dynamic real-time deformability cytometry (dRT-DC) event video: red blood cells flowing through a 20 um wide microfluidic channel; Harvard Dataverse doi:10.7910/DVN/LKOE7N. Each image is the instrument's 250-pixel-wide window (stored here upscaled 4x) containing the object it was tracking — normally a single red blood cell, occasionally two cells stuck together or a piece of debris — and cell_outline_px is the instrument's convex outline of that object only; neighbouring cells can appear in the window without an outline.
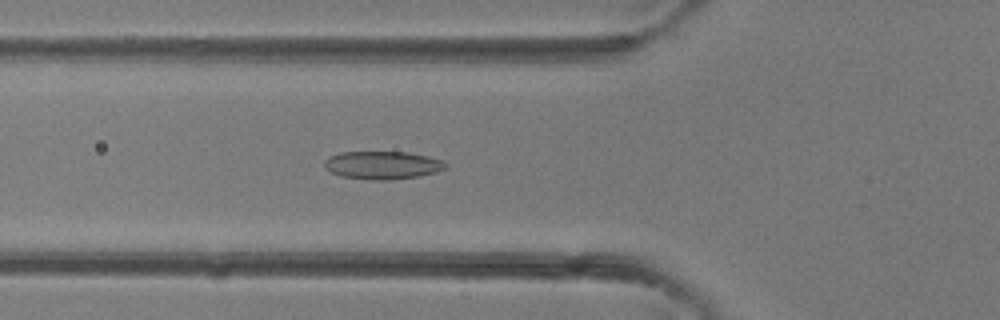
{"species": "common noctule bat (a hibernating species)", "species_latin": "Nyctalus noctula", "temperature_condition": "room temperature", "stored_images_in_passage": 41, "camera_frame_rate_fps": 3000, "um_per_image_px": 0.085, "animal": {"sex": "female"}, "frame": {"image": 1, "passage_image": 15, "time_ms": 4.667, "image_size_px": [1000, 320], "cell_outline_px": [[448, 168], [436, 172], [420, 176], [392, 180], [372, 180], [340, 176], [324, 168], [324, 160], [328, 156], [340, 152], [408, 152], [428, 156], [440, 160], [448, 164]], "centroid_in_image_um": [32.51, 14.04], "position_along_channel_um": 93.3, "area_um2": 20.0}}
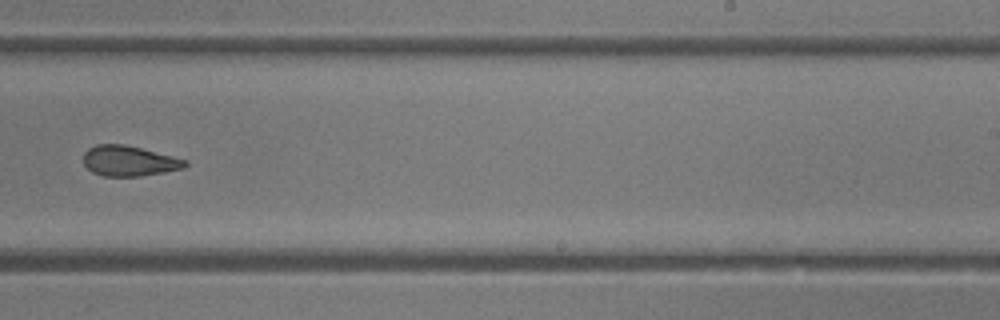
{"frame": {"image": 2, "passage_image": 26, "time_ms": 8.333, "image_size_px": [1000, 320], "cell_outline_px": [[188, 164], [184, 168], [164, 172], [140, 176], [104, 176], [92, 172], [84, 164], [84, 152], [88, 148], [96, 144], [124, 144], [188, 160]], "centroid_in_image_um": [10.97, 13.68], "position_along_channel_um": 278.0, "area_um2": 17.92}}
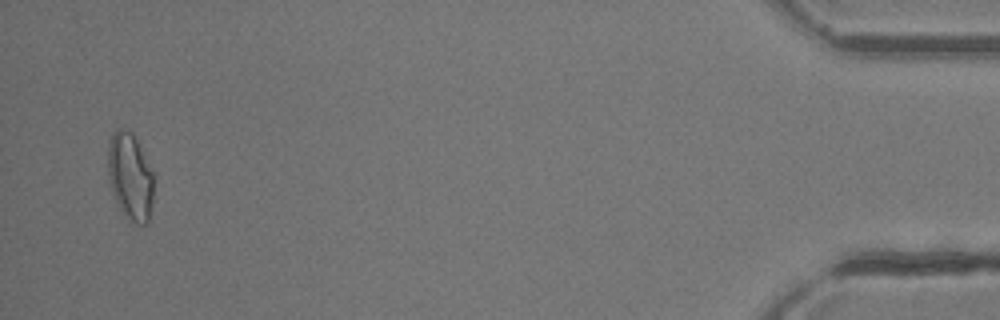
{"frame": {"image": 3, "passage_image": 40, "time_ms": 13.0, "image_size_px": [1000, 320], "cell_outline_px": [[152, 204], [148, 224], [136, 224], [128, 220], [116, 204], [112, 192], [108, 176], [108, 144], [112, 132], [116, 128], [124, 128], [132, 132], [152, 172]], "centroid_in_image_um": [11.03, 15.02], "position_along_channel_um": 424.2, "area_um2": 23.24}}